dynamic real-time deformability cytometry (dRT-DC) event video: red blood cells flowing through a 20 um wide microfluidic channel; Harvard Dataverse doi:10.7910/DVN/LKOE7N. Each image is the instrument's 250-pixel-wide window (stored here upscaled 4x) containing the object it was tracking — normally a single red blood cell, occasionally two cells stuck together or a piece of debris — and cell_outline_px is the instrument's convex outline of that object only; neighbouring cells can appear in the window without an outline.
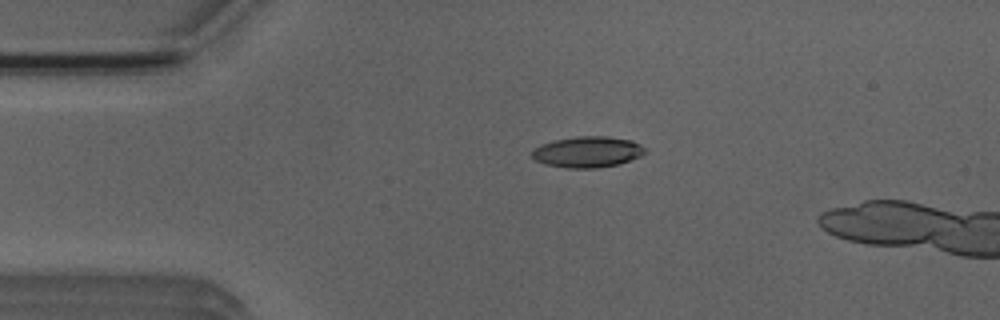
{"species": "Egyptian fruit bat (a non-hibernating species)", "species_latin": "Rousettus aegyptiacus", "temperature_condition": "room temperature", "stored_images_in_passage": 2, "camera_frame_rate_fps": 3000, "um_per_image_px": 0.085, "animal": {"sex": "male"}, "frame": {"image": 1, "passage_image": 1, "time_ms": 0.0, "image_size_px": [1000, 320], "cell_outline_px": [[648, 152], [640, 156], [620, 164], [596, 168], [568, 168], [544, 164], [536, 160], [532, 156], [532, 148], [552, 140], [580, 136], [608, 136], [632, 140], [640, 144]], "centroid_in_image_um": [49.95, 12.91], "position_along_channel_um": 35.1, "area_um2": 20.58}}